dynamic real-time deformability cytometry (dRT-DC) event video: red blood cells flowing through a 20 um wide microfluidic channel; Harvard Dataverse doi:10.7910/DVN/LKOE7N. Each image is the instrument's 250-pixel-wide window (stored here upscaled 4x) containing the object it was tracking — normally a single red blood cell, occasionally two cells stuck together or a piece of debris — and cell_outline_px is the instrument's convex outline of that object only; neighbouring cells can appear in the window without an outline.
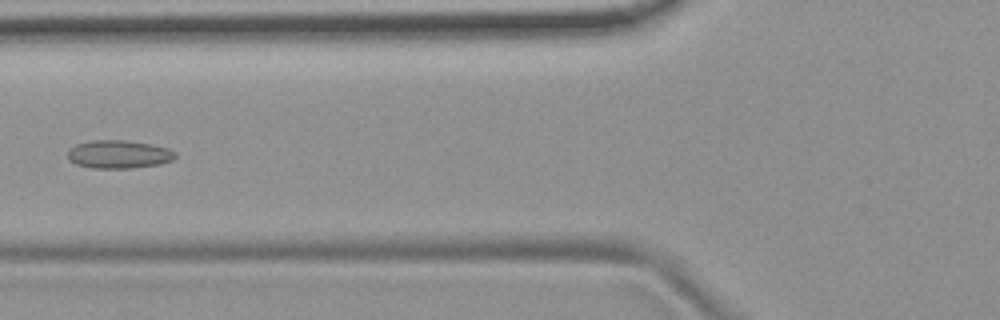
{"species": "common noctule bat (a hibernating species)", "species_latin": "Nyctalus noctula", "temperature_condition": "room temperature", "stored_images_in_passage": 7, "camera_frame_rate_fps": 3000, "um_per_image_px": 0.085, "animal": {"sex": "female", "body_mass_g": 19.9}, "frame": {"image": 1, "passage_image": 6, "time_ms": 5.667, "image_size_px": [1000, 320], "cell_outline_px": [[176, 156], [172, 160], [160, 164], [132, 168], [92, 168], [76, 164], [68, 160], [68, 152], [76, 144], [92, 140], [124, 140], [152, 144], [168, 148], [176, 152]], "centroid_in_image_um": [10.11, 13.11], "position_along_channel_um": 115.7, "area_um2": 17.69}}
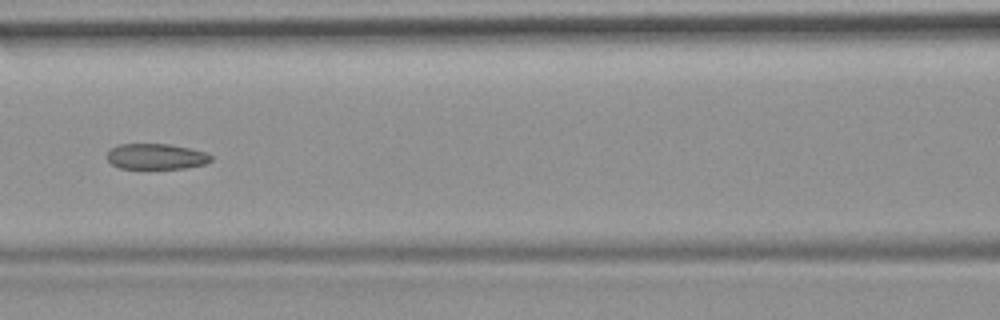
{"frame": {"image": 2, "passage_image": 7, "time_ms": 6.667, "image_size_px": [1000, 320], "cell_outline_px": [[212, 160], [204, 164], [184, 168], [120, 168], [112, 164], [108, 160], [108, 152], [112, 148], [120, 144], [168, 144], [208, 152], [212, 156]], "centroid_in_image_um": [13.3, 13.3], "position_along_channel_um": 153.3, "area_um2": 15.37}}